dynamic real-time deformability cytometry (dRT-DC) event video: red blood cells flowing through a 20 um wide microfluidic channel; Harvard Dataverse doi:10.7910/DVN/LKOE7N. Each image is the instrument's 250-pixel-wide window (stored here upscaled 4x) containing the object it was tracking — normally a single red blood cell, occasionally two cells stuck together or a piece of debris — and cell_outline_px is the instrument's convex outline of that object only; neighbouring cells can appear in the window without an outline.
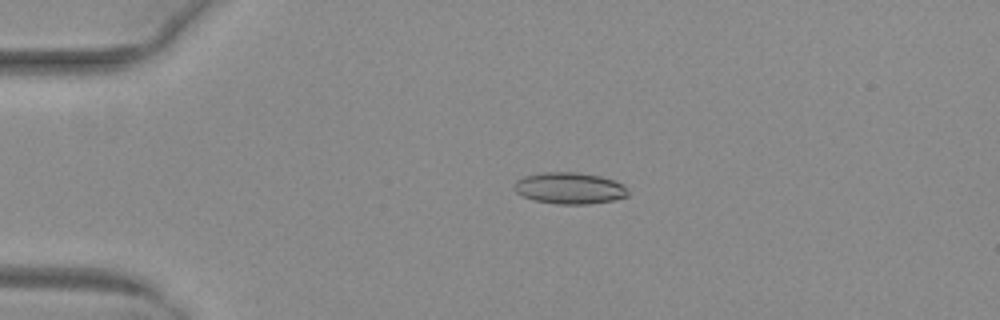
{"species": "common noctule bat (a hibernating species)", "species_latin": "Nyctalus noctula", "temperature_condition": "warm", "stored_images_in_passage": 40, "camera_frame_rate_fps": 3000, "um_per_image_px": 0.085, "animal": {"sex": "female", "body_mass_g": 29.2, "forearm_length_mm": 56.3}, "frame": {"image": 1, "passage_image": 12, "time_ms": 3.667, "image_size_px": [1000, 320], "cell_outline_px": [[628, 196], [612, 200], [588, 204], [556, 204], [536, 200], [524, 196], [516, 192], [512, 188], [516, 180], [524, 176], [544, 172], [576, 172], [600, 176], [624, 184], [628, 188]], "centroid_in_image_um": [48.41, 15.99], "position_along_channel_um": 36.6, "area_um2": 20.87}}
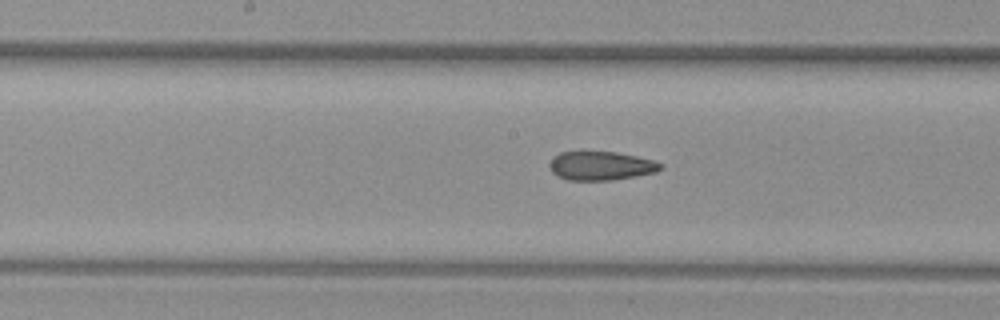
{"frame": {"image": 2, "passage_image": 27, "time_ms": 8.667, "image_size_px": [1000, 320], "cell_outline_px": [[664, 168], [656, 172], [636, 176], [612, 180], [568, 180], [556, 176], [552, 172], [548, 164], [552, 156], [560, 152], [616, 152], [656, 160], [664, 164]], "centroid_in_image_um": [51.09, 14.09], "position_along_channel_um": 197.1, "area_um2": 18.9}}
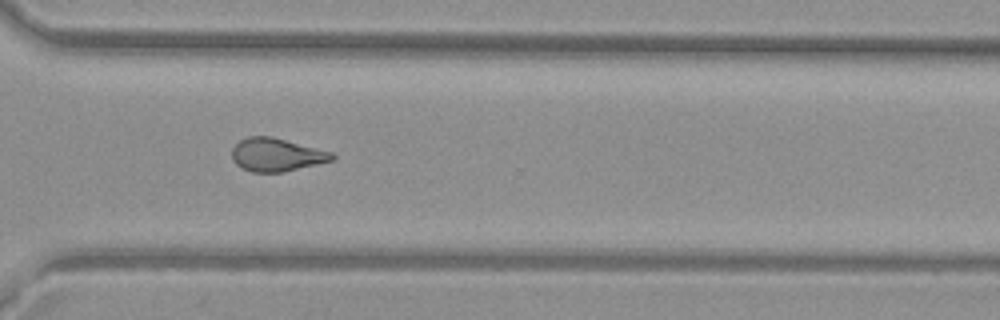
{"frame": {"image": 3, "passage_image": 38, "time_ms": 12.333, "image_size_px": [1000, 320], "cell_outline_px": [[336, 156], [332, 160], [284, 172], [252, 172], [236, 164], [232, 160], [232, 148], [240, 140], [248, 136], [272, 136], [332, 152]], "centroid_in_image_um": [23.48, 13.14], "position_along_channel_um": 347.1, "area_um2": 19.25}, "authors_computed_cell_mechanics": {"area_um2": 19.941, "velocity_mm_per_s": 4.0921, "shape_relaxation_time_tau1_ms": null, "shape_relaxation_time_tau2_ms": 2.341, "deformation_change_tau1": null, "deformation_change_tau2": 0.0974}}